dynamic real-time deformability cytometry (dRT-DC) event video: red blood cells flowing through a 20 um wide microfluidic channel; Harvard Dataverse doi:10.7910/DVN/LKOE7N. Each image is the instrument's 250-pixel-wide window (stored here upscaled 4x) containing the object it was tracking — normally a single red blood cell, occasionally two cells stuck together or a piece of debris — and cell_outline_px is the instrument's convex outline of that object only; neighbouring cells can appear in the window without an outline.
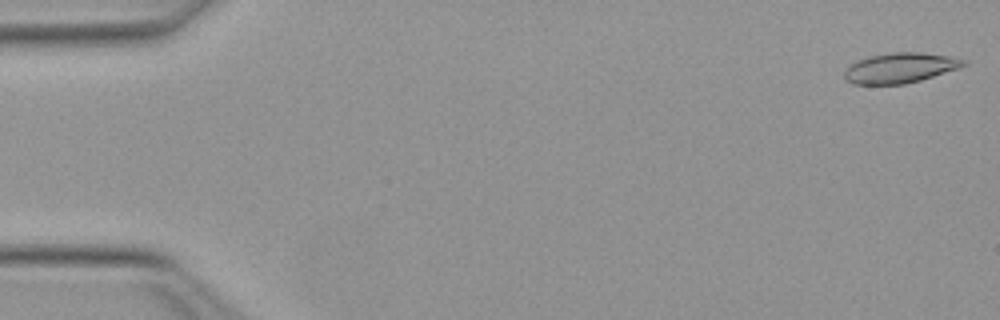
{"species": "Egyptian fruit bat (a non-hibernating species)", "species_latin": "Rousettus aegyptiacus", "temperature_condition": "warm", "stored_images_in_passage": 10, "camera_frame_rate_fps": 3000, "um_per_image_px": 0.085, "animal": {"sex": "female"}, "frame": {"image": 1, "passage_image": 1, "time_ms": 0.0, "image_size_px": [1000, 320], "cell_outline_px": [[968, 64], [920, 80], [904, 84], [852, 84], [844, 76], [844, 72], [856, 60], [868, 56], [892, 52], [920, 52], [948, 56], [968, 60]], "centroid_in_image_um": [76.5, 5.76], "position_along_channel_um": 8.5, "area_um2": 20.69}}